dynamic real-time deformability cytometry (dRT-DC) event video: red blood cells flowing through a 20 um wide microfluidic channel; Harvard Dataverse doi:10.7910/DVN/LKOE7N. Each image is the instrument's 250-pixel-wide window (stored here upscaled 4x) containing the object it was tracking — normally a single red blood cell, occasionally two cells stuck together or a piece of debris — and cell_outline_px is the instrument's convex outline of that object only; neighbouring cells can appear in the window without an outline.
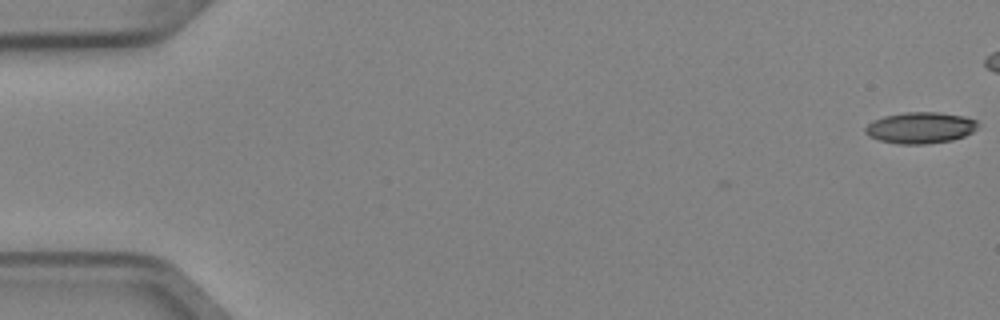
{"species": "Egyptian fruit bat (a non-hibernating species)", "species_latin": "Rousettus aegyptiacus", "temperature_condition": "cold", "stored_images_in_passage": 6, "camera_frame_rate_fps": 3000, "um_per_image_px": 0.085, "animal": {"sex": "female"}, "frame": {"image": 1, "passage_image": 1, "time_ms": 0.0, "image_size_px": [1000, 320], "cell_outline_px": [[980, 124], [972, 132], [964, 136], [952, 140], [924, 144], [900, 144], [880, 140], [868, 136], [864, 132], [864, 128], [872, 120], [884, 116], [904, 112], [940, 112], [964, 116], [976, 120]], "centroid_in_image_um": [78.22, 10.85], "position_along_channel_um": 6.8, "area_um2": 20.63}}